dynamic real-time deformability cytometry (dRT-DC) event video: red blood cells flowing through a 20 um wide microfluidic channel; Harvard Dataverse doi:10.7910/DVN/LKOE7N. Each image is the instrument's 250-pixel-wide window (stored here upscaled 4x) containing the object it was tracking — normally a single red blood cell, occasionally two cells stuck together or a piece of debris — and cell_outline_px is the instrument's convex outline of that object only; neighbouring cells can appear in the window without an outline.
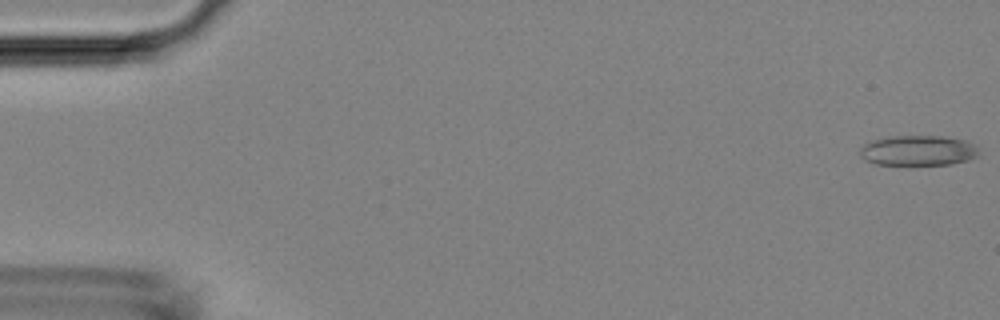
{"species": "Egyptian fruit bat (a non-hibernating species)", "species_latin": "Rousettus aegyptiacus", "temperature_condition": "room temperature", "stored_images_in_passage": 5, "camera_frame_rate_fps": 3000, "um_per_image_px": 0.085, "animal": {"sex": "female"}, "frame": {"image": 1, "passage_image": 1, "time_ms": 0.0, "image_size_px": [1000, 320], "cell_outline_px": [[980, 156], [968, 160], [952, 164], [912, 168], [908, 168], [876, 164], [864, 160], [860, 156], [860, 148], [868, 140], [888, 136], [948, 136], [968, 140], [976, 144]], "centroid_in_image_um": [78.04, 12.84], "position_along_channel_um": 7.0, "area_um2": 22.54}}
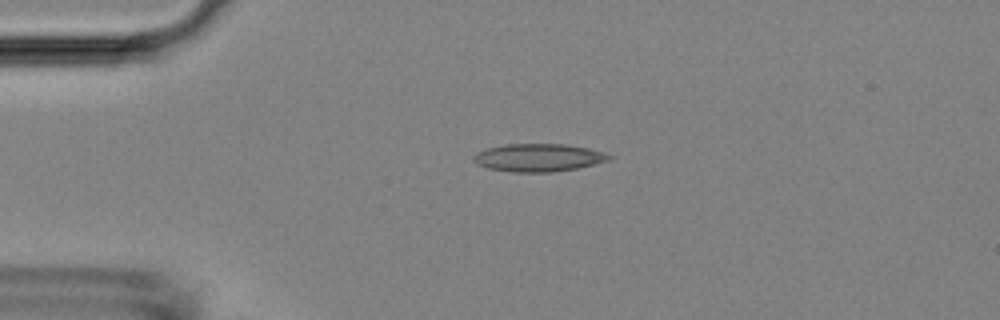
{"frame": {"image": 2, "passage_image": 4, "time_ms": 3.667, "image_size_px": [1000, 320], "cell_outline_px": [[616, 156], [612, 160], [576, 168], [552, 172], [512, 172], [488, 168], [476, 164], [472, 160], [472, 156], [476, 152], [488, 148], [504, 144], [568, 144], [588, 148], [604, 152]], "centroid_in_image_um": [45.79, 13.39], "position_along_channel_um": 39.2, "area_um2": 22.25}}